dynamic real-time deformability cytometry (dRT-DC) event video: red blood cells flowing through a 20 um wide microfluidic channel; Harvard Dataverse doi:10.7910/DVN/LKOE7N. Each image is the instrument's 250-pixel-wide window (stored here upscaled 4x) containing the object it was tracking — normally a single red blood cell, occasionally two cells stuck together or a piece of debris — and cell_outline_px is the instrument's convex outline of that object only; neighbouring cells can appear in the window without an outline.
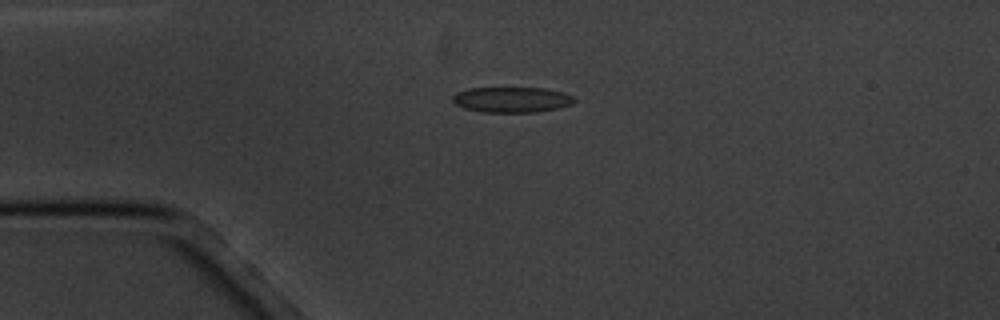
{"species": "common noctule bat (a hibernating species)", "species_latin": "Nyctalus noctula", "temperature_condition": "cold", "stored_images_in_passage": 1, "camera_frame_rate_fps": 3000, "um_per_image_px": 0.085, "animal": {"sex": "male", "body_mass_g": 20.1, "forearm_length_mm": 53.5}, "frame": {"image": 1, "passage_image": 1, "time_ms": 0.0, "image_size_px": [1000, 320], "cell_outline_px": [[576, 100], [572, 104], [556, 108], [536, 112], [480, 112], [464, 108], [456, 104], [452, 100], [452, 96], [456, 92], [468, 88], [544, 88], [560, 92], [572, 96]], "centroid_in_image_um": [43.45, 8.47], "position_along_channel_um": 41.5, "area_um2": 17.98}}